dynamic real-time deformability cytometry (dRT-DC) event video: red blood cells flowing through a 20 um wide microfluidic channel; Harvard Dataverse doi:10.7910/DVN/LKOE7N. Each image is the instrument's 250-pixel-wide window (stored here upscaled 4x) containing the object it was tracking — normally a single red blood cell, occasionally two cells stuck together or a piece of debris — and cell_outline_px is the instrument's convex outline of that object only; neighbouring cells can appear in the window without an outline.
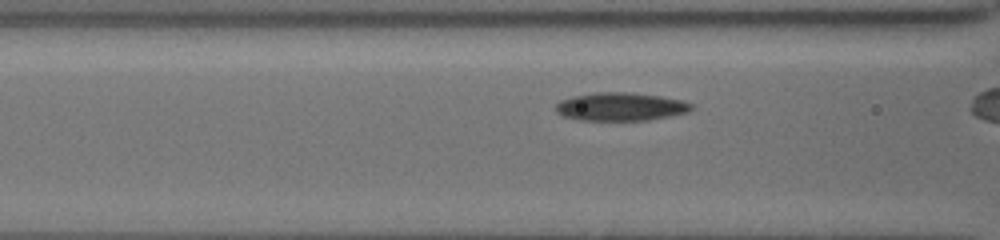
{"species": "common noctule bat (a hibernating species)", "species_latin": "Nyctalus noctula", "temperature_condition": "cold", "stored_images_in_passage": 26, "camera_frame_rate_fps": 3000, "um_per_image_px": 0.085, "animal": {"sex": "female", "body_mass_g": 19.5, "forearm_length_mm": 54.1}, "frame": {"image": 1, "passage_image": 5, "time_ms": 1.333, "image_size_px": [1000, 240], "cell_outline_px": [[692, 108], [688, 112], [648, 120], [580, 120], [564, 116], [556, 112], [556, 104], [560, 100], [572, 96], [596, 92], [632, 92], [660, 96], [680, 100], [692, 104]], "centroid_in_image_um": [52.72, 9.06], "position_along_channel_um": 113.9, "area_um2": 22.2}}
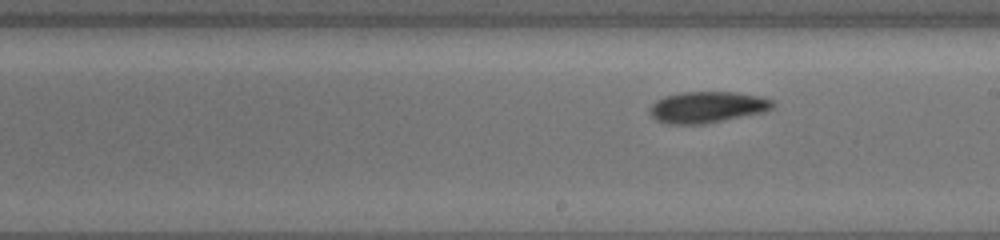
{"frame": {"image": 2, "passage_image": 14, "time_ms": 4.333, "image_size_px": [1000, 240], "cell_outline_px": [[776, 104], [772, 108], [764, 112], [704, 124], [668, 124], [656, 120], [648, 112], [652, 104], [656, 100], [664, 96], [680, 92], [736, 92], [760, 96], [772, 100]], "centroid_in_image_um": [60.1, 9.1], "position_along_channel_um": 228.9, "area_um2": 22.54}}
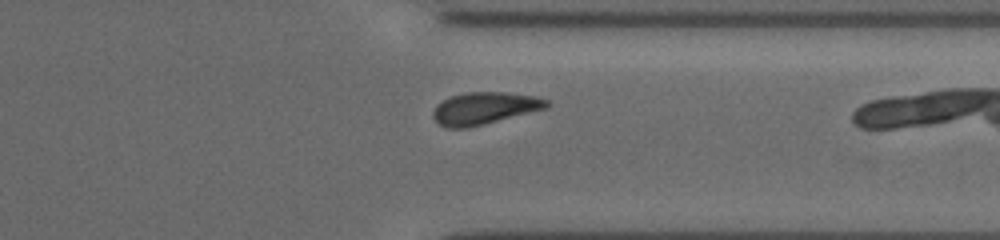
{"frame": {"image": 3, "passage_image": 25, "time_ms": 8.0, "image_size_px": [1000, 240], "cell_outline_px": [[548, 104], [544, 108], [468, 128], [448, 128], [440, 124], [432, 116], [432, 112], [436, 104], [452, 96], [464, 92], [504, 92], [536, 96], [548, 100]], "centroid_in_image_um": [41.12, 9.19], "position_along_channel_um": 370.3, "area_um2": 20.92}}